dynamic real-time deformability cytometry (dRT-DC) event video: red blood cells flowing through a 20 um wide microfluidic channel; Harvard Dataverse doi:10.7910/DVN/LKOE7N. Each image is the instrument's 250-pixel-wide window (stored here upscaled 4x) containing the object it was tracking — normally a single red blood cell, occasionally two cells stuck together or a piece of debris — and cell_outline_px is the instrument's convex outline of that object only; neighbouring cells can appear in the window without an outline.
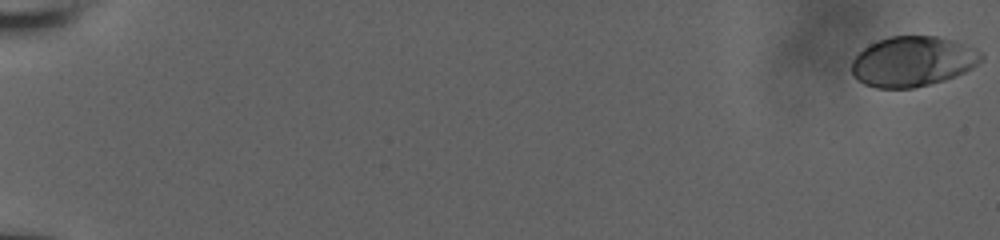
{"species": "human", "species_latin": "Homo sapiens", "temperature_condition": "room temperature", "stored_images_in_passage": 9, "camera_frame_rate_fps": 3000, "um_per_image_px": 0.085, "donor": {"sex": "male"}, "frame": {"image": 1, "passage_image": 1, "time_ms": 0.0, "image_size_px": [1000, 240], "cell_outline_px": [[984, 56], [972, 68], [956, 76], [944, 80], [912, 88], [876, 88], [864, 84], [856, 80], [852, 72], [852, 60], [868, 44], [892, 36], [936, 36], [952, 40], [976, 48]], "centroid_in_image_um": [77.57, 5.22], "position_along_channel_um": 7.4, "area_um2": 37.74}}
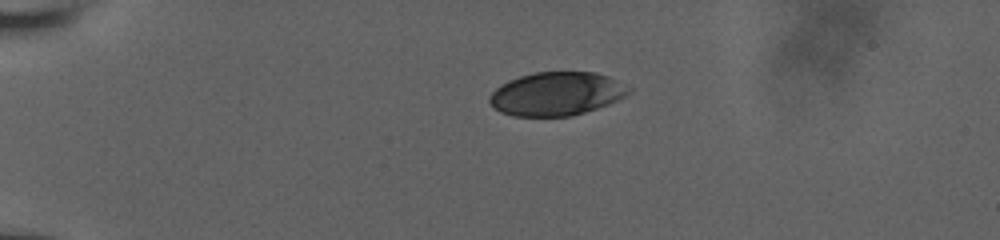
{"frame": {"image": 2, "passage_image": 6, "time_ms": 5.0, "image_size_px": [1000, 240], "cell_outline_px": [[632, 92], [608, 104], [572, 116], [512, 116], [500, 112], [488, 104], [488, 96], [496, 88], [508, 80], [520, 76], [536, 72], [596, 72], [608, 76], [632, 88]], "centroid_in_image_um": [47.28, 7.97], "position_along_channel_um": 37.7, "area_um2": 35.37}}
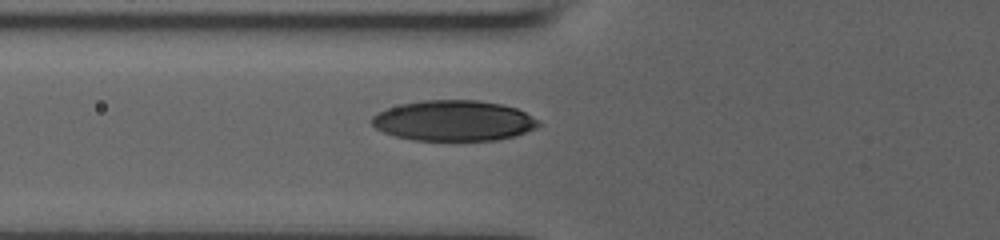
{"frame": {"image": 3, "passage_image": 9, "time_ms": 8.0, "image_size_px": [1000, 240], "cell_outline_px": [[540, 124], [536, 128], [512, 136], [496, 140], [416, 140], [396, 136], [384, 132], [376, 128], [372, 124], [372, 116], [388, 108], [400, 104], [424, 100], [476, 100], [500, 104], [516, 108], [524, 112], [536, 120]], "centroid_in_image_um": [38.54, 10.25], "position_along_channel_um": 87.3, "area_um2": 38.84}}